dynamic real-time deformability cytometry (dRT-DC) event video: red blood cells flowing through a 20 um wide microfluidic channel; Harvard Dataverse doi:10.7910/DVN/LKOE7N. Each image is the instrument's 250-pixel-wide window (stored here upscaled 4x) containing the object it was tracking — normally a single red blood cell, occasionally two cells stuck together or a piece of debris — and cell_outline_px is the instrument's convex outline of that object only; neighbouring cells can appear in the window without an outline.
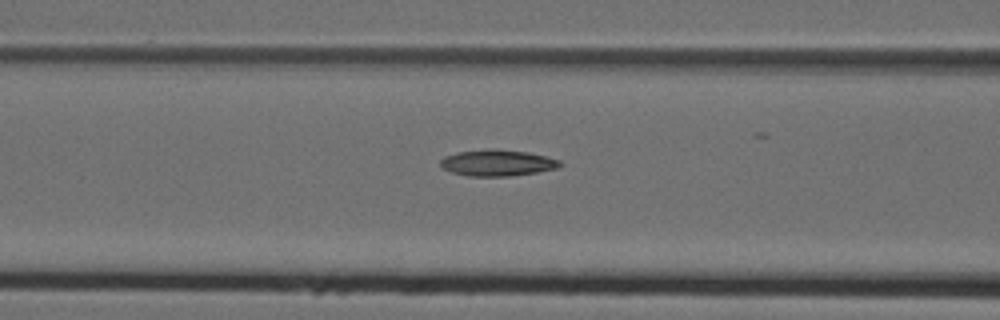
{"species": "Egyptian fruit bat (a non-hibernating species)", "species_latin": "Rousettus aegyptiacus", "temperature_condition": "cold", "stored_images_in_passage": 18, "camera_frame_rate_fps": 3000, "um_per_image_px": 0.085, "animal": {"sex": "female"}, "frame": {"image": 1, "passage_image": 16, "time_ms": 5.0, "image_size_px": [1000, 320], "cell_outline_px": [[564, 164], [560, 168], [536, 172], [508, 176], [468, 176], [452, 172], [444, 168], [440, 164], [440, 160], [444, 156], [456, 152], [488, 148], [496, 148], [528, 152], [560, 160]], "centroid_in_image_um": [42.29, 13.83], "position_along_channel_um": 124.3, "area_um2": 18.5}}